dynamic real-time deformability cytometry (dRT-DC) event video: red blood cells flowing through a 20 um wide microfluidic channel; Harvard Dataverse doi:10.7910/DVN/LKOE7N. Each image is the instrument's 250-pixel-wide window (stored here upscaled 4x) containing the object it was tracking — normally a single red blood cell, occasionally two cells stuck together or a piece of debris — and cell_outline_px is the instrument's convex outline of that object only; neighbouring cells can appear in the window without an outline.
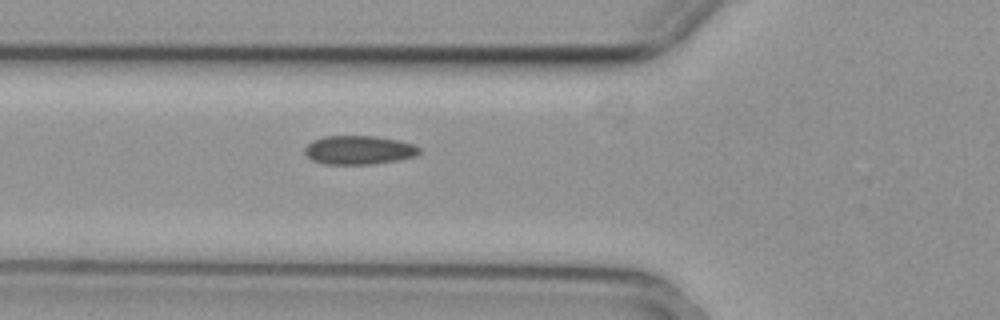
{"species": "common noctule bat (a hibernating species)", "species_latin": "Nyctalus noctula", "temperature_condition": "cold", "stored_images_in_passage": 3, "camera_frame_rate_fps": 3000, "um_per_image_px": 0.085, "animal": {"sex": "female", "body_mass_g": 29.2, "forearm_length_mm": 56.3}, "frame": {"image": 1, "passage_image": 2, "time_ms": 0.333, "image_size_px": [1000, 320], "cell_outline_px": [[420, 152], [416, 156], [400, 160], [376, 164], [324, 164], [312, 160], [304, 152], [304, 148], [312, 140], [324, 136], [376, 136], [400, 140], [412, 144], [420, 148]], "centroid_in_image_um": [30.52, 12.75], "position_along_channel_um": 95.3, "area_um2": 19.42}}